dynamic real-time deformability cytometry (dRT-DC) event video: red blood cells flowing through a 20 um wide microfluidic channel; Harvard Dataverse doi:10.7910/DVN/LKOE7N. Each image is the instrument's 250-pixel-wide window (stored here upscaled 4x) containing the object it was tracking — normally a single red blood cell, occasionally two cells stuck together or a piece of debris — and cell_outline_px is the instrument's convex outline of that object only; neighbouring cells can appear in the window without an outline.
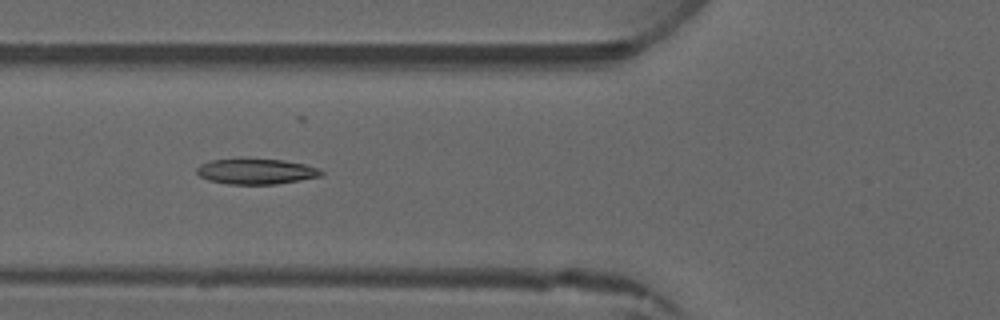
{"species": "common noctule bat (a hibernating species)", "species_latin": "Nyctalus noctula", "temperature_condition": "warm", "stored_images_in_passage": 3, "camera_frame_rate_fps": 3000, "um_per_image_px": 0.085, "animal": {"sex": "male", "forearm_length_mm": 52.5}, "frame": {"image": 1, "passage_image": 3, "time_ms": 2.0, "image_size_px": [1000, 320], "cell_outline_px": [[324, 172], [320, 176], [300, 180], [276, 184], [228, 184], [208, 180], [200, 176], [196, 172], [196, 168], [200, 164], [212, 160], [240, 156], [284, 160], [304, 164], [320, 168]], "centroid_in_image_um": [21.73, 14.53], "position_along_channel_um": 104.1, "area_um2": 19.19}}